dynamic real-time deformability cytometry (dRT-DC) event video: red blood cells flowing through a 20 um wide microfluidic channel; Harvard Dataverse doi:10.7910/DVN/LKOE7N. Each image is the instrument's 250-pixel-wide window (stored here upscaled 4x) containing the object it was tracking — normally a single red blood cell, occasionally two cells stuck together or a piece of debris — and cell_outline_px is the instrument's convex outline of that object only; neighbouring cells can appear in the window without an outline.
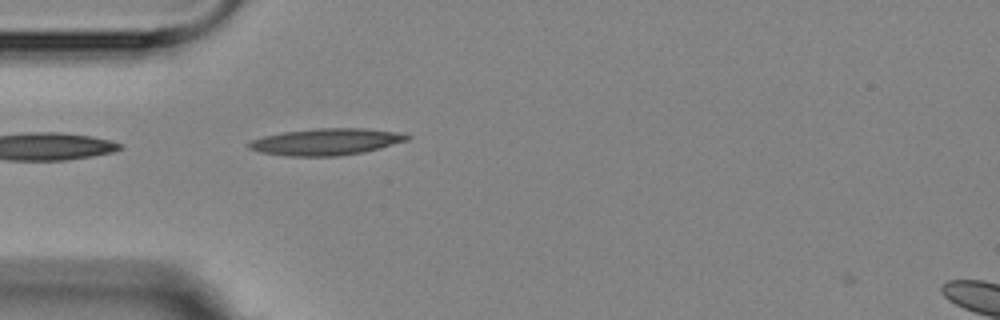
{"species": "Egyptian fruit bat (a non-hibernating species)", "species_latin": "Rousettus aegyptiacus", "temperature_condition": "room temperature", "stored_images_in_passage": 2, "segment_of_instrument_passage": [1, 2], "camera_frame_rate_fps": 3000, "um_per_image_px": 0.085, "animal": {"sex": "female"}, "frame": {"image": 1, "passage_image": 1, "time_ms": 0.0, "image_size_px": [1000, 320], "cell_outline_px": [[412, 136], [408, 140], [380, 148], [364, 152], [336, 156], [288, 156], [260, 152], [248, 148], [244, 144], [252, 140], [264, 136], [284, 132], [316, 128], [364, 128], [400, 132]], "centroid_in_image_um": [27.72, 12.05], "position_along_channel_um": 57.3, "area_um2": 24.68}}